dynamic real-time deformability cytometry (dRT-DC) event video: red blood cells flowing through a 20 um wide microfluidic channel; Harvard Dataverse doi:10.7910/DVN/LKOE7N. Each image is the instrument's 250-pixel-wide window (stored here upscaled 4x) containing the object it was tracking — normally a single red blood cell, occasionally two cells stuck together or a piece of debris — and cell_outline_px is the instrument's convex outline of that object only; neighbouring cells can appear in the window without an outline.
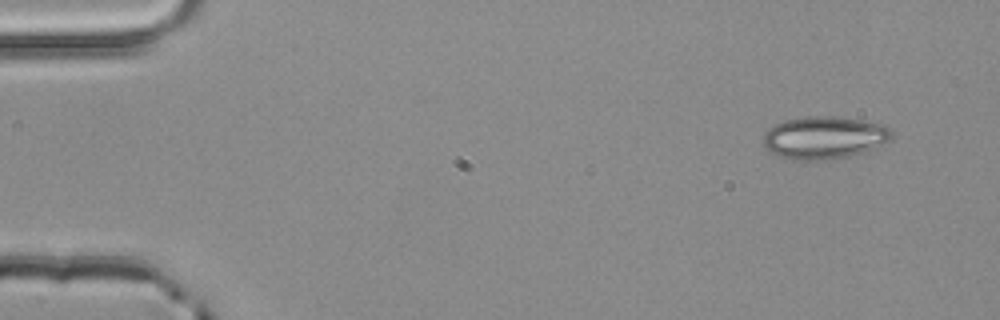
{"species": "common noctule bat (a hibernating species)", "species_latin": "Nyctalus noctula", "temperature_condition": "room temperature", "stored_images_in_passage": 3, "camera_frame_rate_fps": 3000, "um_per_image_px": 0.085, "animal": {"sex": "male", "body_mass_g": 20.4}, "frame": {"image": 1, "passage_image": 1, "time_ms": 0.0, "image_size_px": [1000, 320], "cell_outline_px": [[892, 140], [864, 152], [848, 156], [824, 160], [800, 160], [780, 156], [764, 148], [764, 132], [772, 124], [784, 120], [808, 116], [832, 116], [888, 124], [892, 132]], "centroid_in_image_um": [70.08, 11.68], "position_along_channel_um": 14.9, "area_um2": 32.08}}